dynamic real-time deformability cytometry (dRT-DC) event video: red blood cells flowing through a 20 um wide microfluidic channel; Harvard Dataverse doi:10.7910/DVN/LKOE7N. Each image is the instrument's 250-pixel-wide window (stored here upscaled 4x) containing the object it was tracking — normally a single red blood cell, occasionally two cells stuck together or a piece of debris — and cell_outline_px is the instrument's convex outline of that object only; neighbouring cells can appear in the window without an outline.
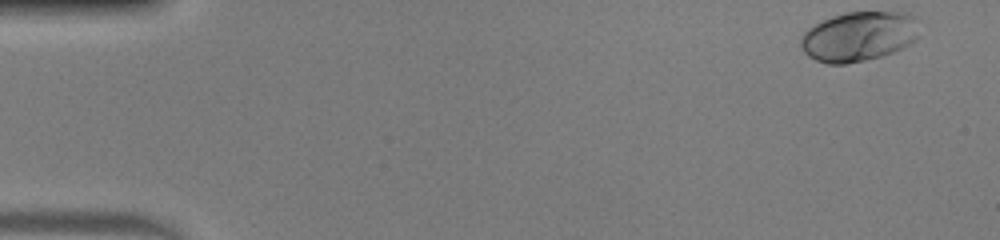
{"species": "human", "species_latin": "Homo sapiens", "temperature_condition": "warm", "stored_images_in_passage": 50, "camera_frame_rate_fps": 3000, "um_per_image_px": 0.085, "donor": {"sex": "male"}, "frame": {"image": 1, "passage_image": 1, "time_ms": 0.0, "image_size_px": [1000, 240], "cell_outline_px": [[916, 40], [892, 52], [880, 56], [864, 60], [844, 64], [828, 64], [816, 60], [808, 56], [804, 52], [800, 44], [800, 40], [804, 32], [808, 28], [832, 16], [848, 12], [908, 12], [912, 16], [916, 36]], "centroid_in_image_um": [72.92, 3.1], "position_along_channel_um": 12.1, "area_um2": 33.7}}
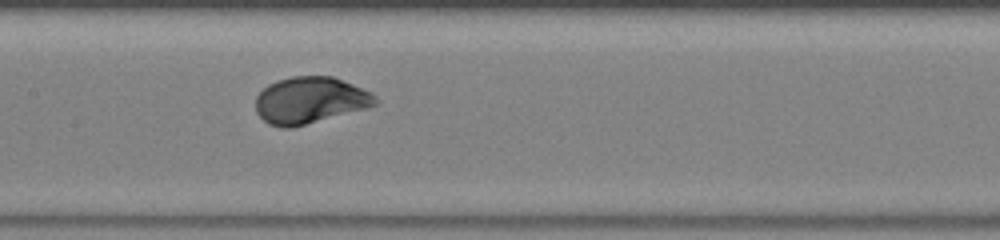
{"frame": {"image": 2, "passage_image": 24, "time_ms": 7.667, "image_size_px": [1000, 240], "cell_outline_px": [[380, 104], [368, 108], [292, 128], [280, 128], [268, 124], [256, 112], [256, 96], [268, 84], [276, 80], [292, 76], [332, 76], [372, 92], [376, 96]], "centroid_in_image_um": [26.37, 8.53], "position_along_channel_um": 181.0, "area_um2": 32.83}}
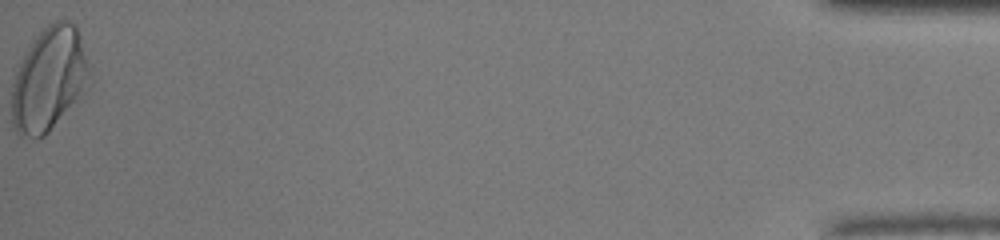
{"frame": {"image": 3, "passage_image": 50, "time_ms": 16.333, "image_size_px": [1000, 240], "cell_outline_px": [[92, 80], [80, 96], [48, 132], [44, 136], [36, 140], [20, 136], [12, 128], [12, 84], [16, 72], [28, 48], [40, 32], [48, 24], [56, 20], [68, 20], [76, 24], [92, 68]], "centroid_in_image_um": [4.2, 6.74], "position_along_channel_um": 431.0, "area_um2": 47.28}, "authors_computed_cell_mechanics": {"area_um2": 32.2813, "velocity_mm_per_s": 4.0229, "shape_relaxation_time_tau1_ms": 2.0967, "shape_relaxation_time_tau2_ms": null, "deformation_change_tau1": 0.1676, "deformation_change_tau2": null}}